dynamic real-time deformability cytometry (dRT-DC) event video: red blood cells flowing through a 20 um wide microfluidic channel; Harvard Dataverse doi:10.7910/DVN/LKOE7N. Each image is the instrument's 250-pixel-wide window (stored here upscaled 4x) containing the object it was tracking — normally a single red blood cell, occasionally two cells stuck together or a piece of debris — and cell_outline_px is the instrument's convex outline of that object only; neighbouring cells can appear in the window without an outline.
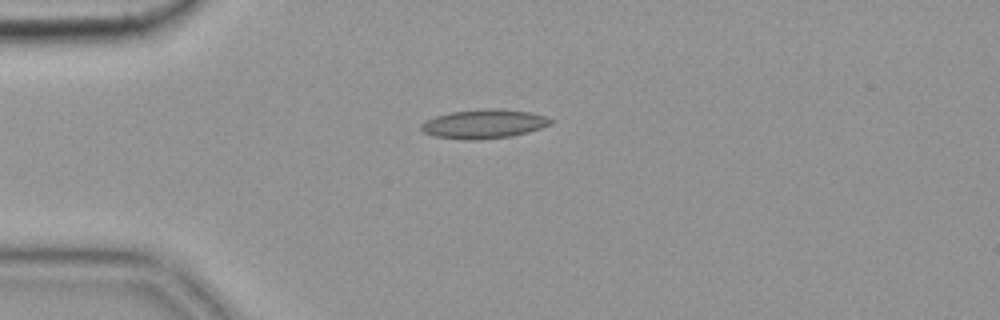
{"species": "common noctule bat (a hibernating species)", "species_latin": "Nyctalus noctula", "temperature_condition": "cold", "stored_images_in_passage": 6, "camera_frame_rate_fps": 3000, "um_per_image_px": 0.085, "animal": {"sex": "female", "body_mass_g": 19.9}, "frame": {"image": 1, "passage_image": 1, "time_ms": 0.0, "image_size_px": [1000, 320], "cell_outline_px": [[556, 120], [552, 124], [528, 132], [512, 136], [480, 140], [460, 140], [432, 136], [424, 132], [420, 128], [420, 124], [436, 116], [452, 112], [488, 108], [496, 108], [528, 112], [548, 116]], "centroid_in_image_um": [41.16, 10.54], "position_along_channel_um": 43.8, "area_um2": 22.14}}
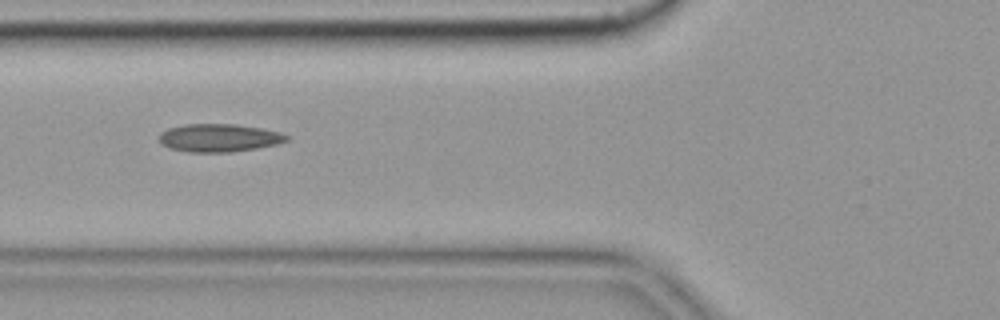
{"frame": {"image": 2, "passage_image": 3, "time_ms": 0.667, "image_size_px": [1000, 320], "cell_outline_px": [[288, 140], [276, 144], [256, 148], [232, 152], [188, 152], [168, 148], [160, 144], [160, 132], [168, 128], [184, 124], [236, 124], [264, 128], [280, 132], [288, 136]], "centroid_in_image_um": [18.59, 11.71], "position_along_channel_um": 107.2, "area_um2": 20.92}}